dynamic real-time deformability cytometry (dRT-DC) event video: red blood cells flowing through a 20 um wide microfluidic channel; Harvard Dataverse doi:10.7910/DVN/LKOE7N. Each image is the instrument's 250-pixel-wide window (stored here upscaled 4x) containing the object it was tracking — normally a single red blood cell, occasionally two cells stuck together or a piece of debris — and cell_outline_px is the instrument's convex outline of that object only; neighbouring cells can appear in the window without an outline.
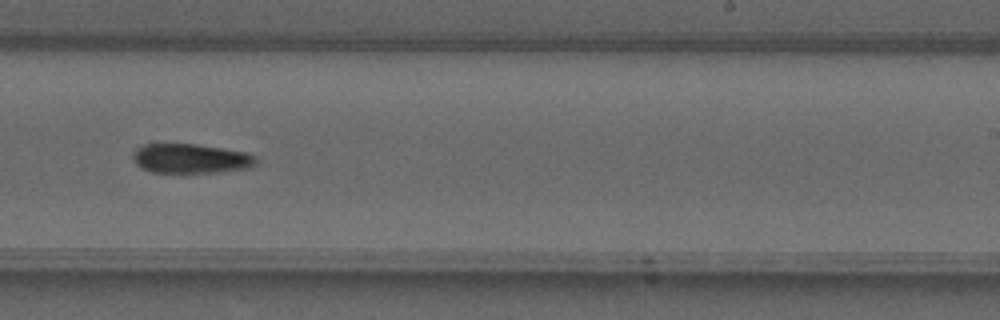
{"species": "common noctule bat (a hibernating species)", "species_latin": "Nyctalus noctula", "temperature_condition": "warm", "stored_images_in_passage": 27, "camera_frame_rate_fps": 3000, "um_per_image_px": 0.085, "animal": {"sex": "male", "forearm_length_mm": 52.5}, "frame": {"image": 1, "passage_image": 16, "time_ms": 5.0, "image_size_px": [1000, 320], "cell_outline_px": [[256, 164], [248, 168], [216, 172], [152, 172], [136, 164], [132, 156], [132, 152], [136, 148], [152, 140], [196, 144], [248, 152], [256, 156]], "centroid_in_image_um": [16.14, 13.42], "position_along_channel_um": 272.9, "area_um2": 21.85}}
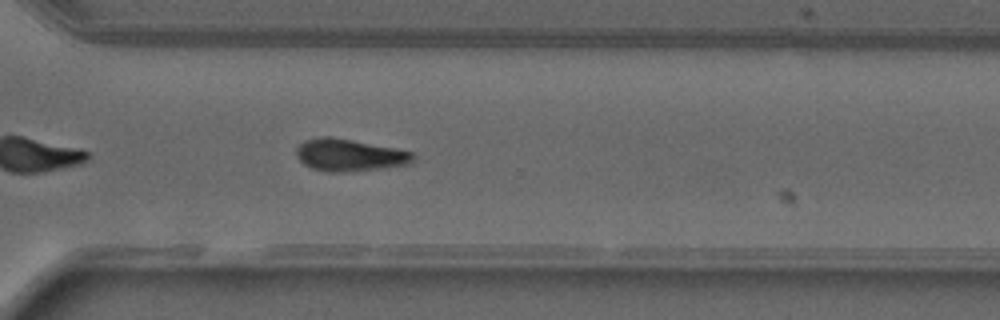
{"frame": {"image": 2, "passage_image": 20, "time_ms": 6.333, "image_size_px": [1000, 320], "cell_outline_px": [[412, 160], [404, 164], [380, 168], [336, 172], [332, 172], [312, 168], [304, 164], [296, 156], [296, 148], [304, 140], [324, 136], [332, 136], [412, 152]], "centroid_in_image_um": [29.6, 13.16], "position_along_channel_um": 341.0, "area_um2": 21.21}}